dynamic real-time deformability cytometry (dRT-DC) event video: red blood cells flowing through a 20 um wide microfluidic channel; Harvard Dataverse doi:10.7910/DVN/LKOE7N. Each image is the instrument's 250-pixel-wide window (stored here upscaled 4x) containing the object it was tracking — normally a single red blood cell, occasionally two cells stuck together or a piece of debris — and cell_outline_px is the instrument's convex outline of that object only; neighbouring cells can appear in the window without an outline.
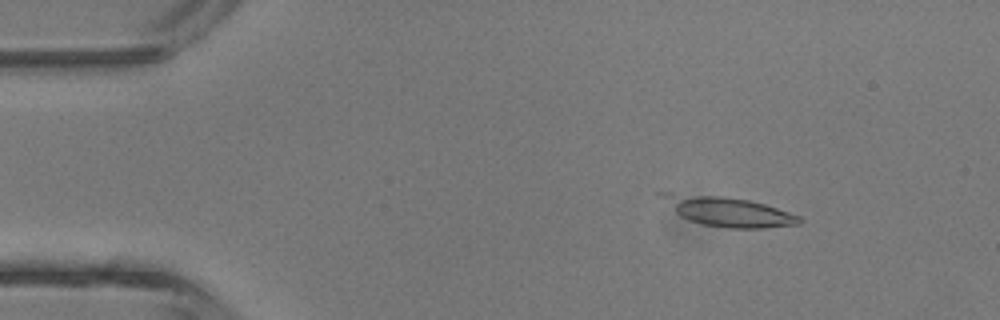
{"species": "common noctule bat (a hibernating species)", "species_latin": "Nyctalus noctula", "temperature_condition": "room temperature", "stored_images_in_passage": 3, "camera_frame_rate_fps": 3000, "um_per_image_px": 0.085, "animal": {"sex": "male", "body_mass_g": 13.3}, "frame": {"image": 1, "passage_image": 1, "time_ms": 0.0, "image_size_px": [1000, 320], "cell_outline_px": [[804, 220], [800, 224], [764, 228], [728, 228], [704, 224], [688, 220], [680, 216], [656, 196], [656, 192], [672, 192], [720, 196], [748, 200], [764, 204], [800, 216]], "centroid_in_image_um": [61.81, 17.96], "position_along_channel_um": 23.2, "area_um2": 23.87}}
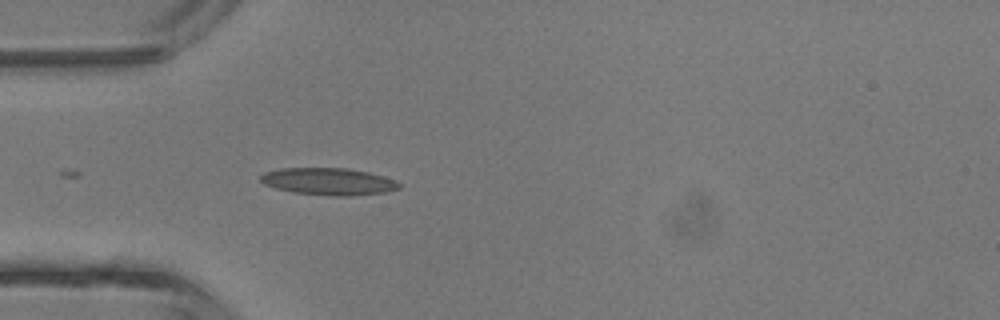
{"frame": {"image": 2, "passage_image": 3, "time_ms": 2.333, "image_size_px": [1000, 320], "cell_outline_px": [[400, 188], [388, 192], [352, 196], [328, 196], [292, 192], [276, 188], [264, 184], [260, 180], [260, 176], [264, 172], [280, 168], [348, 168], [368, 172], [384, 176], [400, 184]], "centroid_in_image_um": [27.92, 15.43], "position_along_channel_um": 57.1, "area_um2": 22.02}}